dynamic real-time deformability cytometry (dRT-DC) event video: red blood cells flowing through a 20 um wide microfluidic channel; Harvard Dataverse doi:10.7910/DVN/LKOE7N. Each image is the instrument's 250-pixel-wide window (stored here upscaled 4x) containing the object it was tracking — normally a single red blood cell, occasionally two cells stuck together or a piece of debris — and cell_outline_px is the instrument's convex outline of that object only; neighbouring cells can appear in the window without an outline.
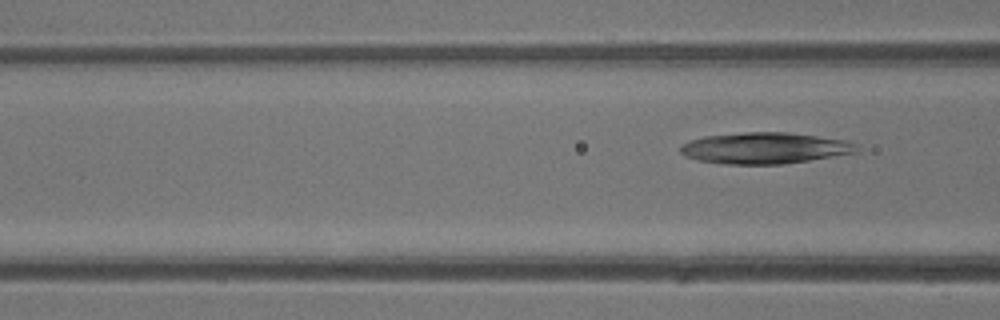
{"species": "common noctule bat (a hibernating species)", "species_latin": "Nyctalus noctula", "temperature_condition": "warm", "stored_images_in_passage": 5, "camera_frame_rate_fps": 3000, "um_per_image_px": 0.085, "animal": {"sex": "male", "body_mass_g": 13.3}, "frame": {"image": 1, "passage_image": 5, "time_ms": 5.0, "image_size_px": [1000, 320], "cell_outline_px": [[860, 152], [784, 164], [720, 164], [696, 160], [684, 156], [680, 152], [680, 148], [684, 144], [692, 140], [704, 136], [744, 132], [788, 132], [844, 140], [856, 144], [860, 148]], "centroid_in_image_um": [65.01, 12.59], "position_along_channel_um": 101.6, "area_um2": 32.19}}